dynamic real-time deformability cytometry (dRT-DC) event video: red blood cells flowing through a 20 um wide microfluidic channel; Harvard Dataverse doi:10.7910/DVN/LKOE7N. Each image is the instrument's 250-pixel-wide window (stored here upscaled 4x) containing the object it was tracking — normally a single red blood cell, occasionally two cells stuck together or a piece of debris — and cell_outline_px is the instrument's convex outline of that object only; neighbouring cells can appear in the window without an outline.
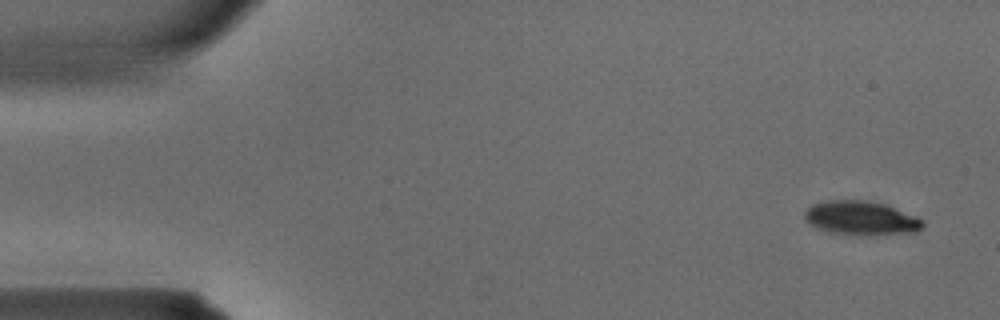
{"species": "common noctule bat (a hibernating species)", "species_latin": "Nyctalus noctula", "temperature_condition": "warm", "stored_images_in_passage": 34, "camera_frame_rate_fps": 3000, "um_per_image_px": 0.085, "animal": {"sex": "male", "body_mass_g": 15.6}, "frame": {"image": 1, "passage_image": 1, "time_ms": 0.0, "image_size_px": [1000, 320], "cell_outline_px": [[924, 228], [916, 232], [864, 236], [856, 236], [828, 232], [804, 220], [804, 212], [812, 204], [828, 200], [868, 200], [888, 204], [916, 216], [924, 220]], "centroid_in_image_um": [73.24, 18.54], "position_along_channel_um": 11.8, "area_um2": 23.93}}
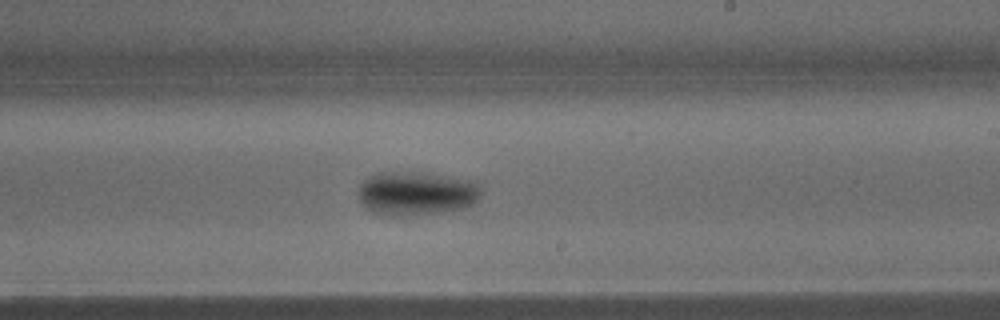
{"frame": {"image": 2, "passage_image": 20, "time_ms": 6.333, "image_size_px": [1000, 320], "cell_outline_px": [[480, 192], [476, 200], [472, 204], [464, 208], [440, 212], [396, 216], [384, 216], [368, 208], [360, 200], [356, 192], [360, 184], [368, 176], [376, 172], [424, 172], [476, 180], [480, 188]], "centroid_in_image_um": [35.37, 16.41], "position_along_channel_um": 253.6, "area_um2": 31.56}}
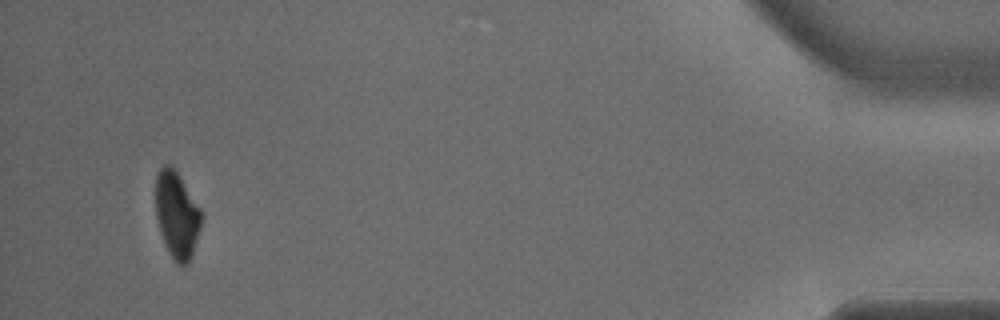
{"frame": {"image": 3, "passage_image": 33, "time_ms": 10.667, "image_size_px": [1000, 320], "cell_outline_px": [[204, 216], [192, 252], [188, 260], [184, 264], [176, 264], [168, 252], [164, 244], [160, 232], [156, 216], [156, 176], [160, 168], [164, 164], [172, 164], [200, 208]], "centroid_in_image_um": [15.02, 18.23], "position_along_channel_um": 420.2, "area_um2": 22.95}}